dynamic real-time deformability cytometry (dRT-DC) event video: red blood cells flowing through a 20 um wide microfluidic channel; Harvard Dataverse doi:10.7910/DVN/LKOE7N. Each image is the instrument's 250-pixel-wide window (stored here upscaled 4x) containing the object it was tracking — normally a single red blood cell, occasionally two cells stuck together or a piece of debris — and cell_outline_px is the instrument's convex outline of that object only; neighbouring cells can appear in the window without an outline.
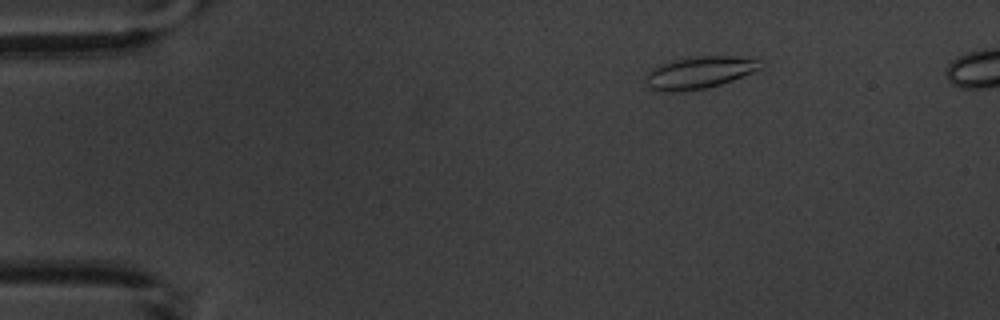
{"species": "common noctule bat (a hibernating species)", "species_latin": "Nyctalus noctula", "temperature_condition": "warm", "stored_images_in_passage": 6, "camera_frame_rate_fps": 3000, "um_per_image_px": 0.085, "animal": {"sex": "male", "body_mass_g": 20.1, "forearm_length_mm": 53.5}, "frame": {"image": 1, "passage_image": 3, "time_ms": 2.333, "image_size_px": [1000, 320], "cell_outline_px": [[764, 68], [732, 80], [720, 84], [704, 88], [676, 92], [660, 92], [648, 88], [648, 72], [652, 68], [660, 64], [672, 60], [696, 56], [732, 56], [764, 60]], "centroid_in_image_um": [59.49, 6.16], "position_along_channel_um": 25.5, "area_um2": 21.56}}